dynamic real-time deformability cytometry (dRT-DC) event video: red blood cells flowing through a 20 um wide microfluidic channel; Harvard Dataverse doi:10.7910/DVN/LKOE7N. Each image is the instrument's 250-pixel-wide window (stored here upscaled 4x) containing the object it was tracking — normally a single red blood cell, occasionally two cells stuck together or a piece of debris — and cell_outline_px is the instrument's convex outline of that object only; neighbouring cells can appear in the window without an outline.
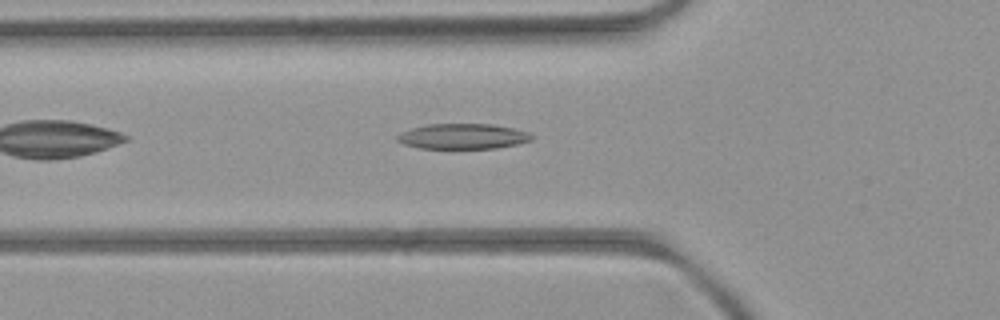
{"species": "common noctule bat (a hibernating species)", "species_latin": "Nyctalus noctula", "temperature_condition": "room temperature", "stored_images_in_passage": 2, "camera_frame_rate_fps": 3000, "um_per_image_px": 0.085, "animal": {"sex": "female", "body_mass_g": 21.9}, "frame": {"image": 1, "passage_image": 2, "time_ms": 2.0, "image_size_px": [1000, 320], "cell_outline_px": [[532, 140], [516, 144], [496, 148], [420, 148], [404, 144], [396, 140], [396, 136], [400, 132], [412, 128], [428, 124], [492, 124], [512, 128], [528, 132], [532, 136]], "centroid_in_image_um": [39.31, 11.58], "position_along_channel_um": 86.5, "area_um2": 19.71}}